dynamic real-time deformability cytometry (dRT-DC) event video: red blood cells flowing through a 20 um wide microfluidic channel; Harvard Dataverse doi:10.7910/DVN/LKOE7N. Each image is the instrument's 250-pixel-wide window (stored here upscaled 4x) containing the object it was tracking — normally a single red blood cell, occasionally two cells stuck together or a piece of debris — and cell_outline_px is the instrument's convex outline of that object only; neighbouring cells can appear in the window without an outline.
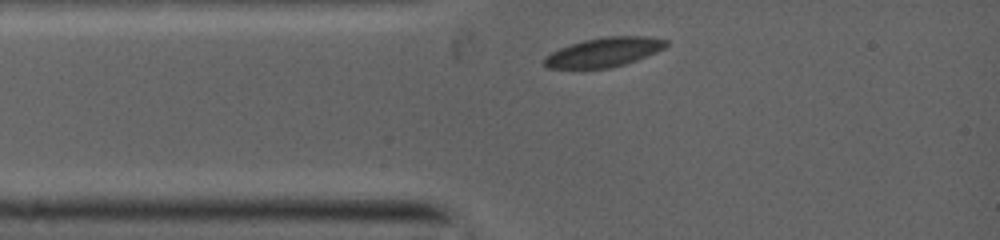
{"species": "common noctule bat (a hibernating species)", "species_latin": "Nyctalus noctula", "temperature_condition": "warm", "stored_images_in_passage": 4, "camera_frame_rate_fps": 5000, "um_per_image_px": 0.085, "animal": {"sex": "female", "body_mass_g": 19.0, "forearm_length_mm": 53.3}, "frame": {"image": 1, "passage_image": 1, "time_ms": 0.0, "image_size_px": [1000, 240], "cell_outline_px": [[668, 44], [664, 48], [656, 52], [636, 60], [624, 64], [608, 68], [548, 68], [544, 64], [544, 60], [552, 52], [560, 48], [584, 40], [604, 36], [648, 36], [668, 40]], "centroid_in_image_um": [51.38, 4.42], "position_along_channel_um": 33.6, "area_um2": 20.52}}
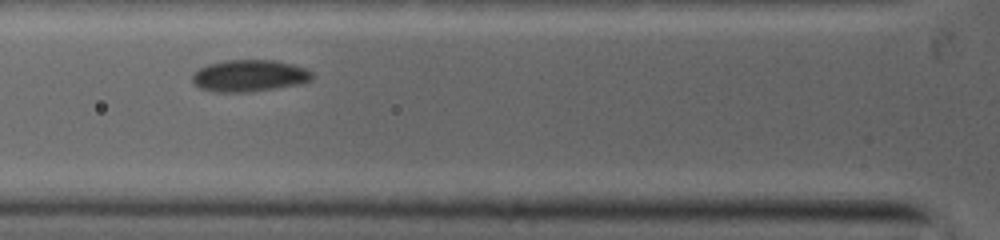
{"frame": {"image": 2, "passage_image": 3, "time_ms": 1.8, "image_size_px": [1000, 240], "cell_outline_px": [[312, 80], [272, 88], [244, 92], [220, 92], [200, 88], [192, 80], [192, 76], [200, 68], [208, 64], [224, 60], [272, 60], [292, 64], [304, 68], [312, 72]], "centroid_in_image_um": [21.16, 6.42], "position_along_channel_um": 104.6, "area_um2": 21.62}}
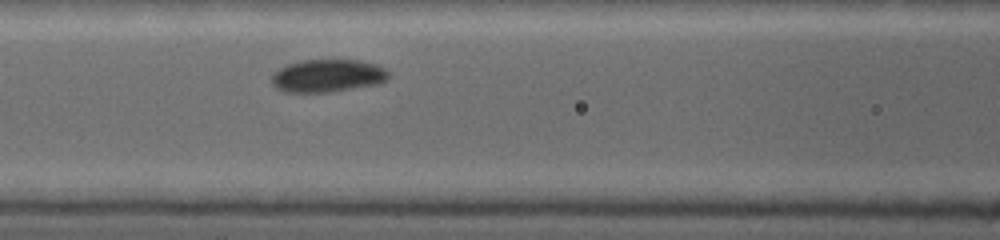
{"frame": {"image": 3, "passage_image": 4, "time_ms": 2.6, "image_size_px": [1000, 240], "cell_outline_px": [[388, 76], [384, 80], [372, 84], [328, 92], [288, 92], [276, 88], [272, 80], [272, 76], [280, 68], [288, 64], [304, 60], [360, 60], [376, 64], [384, 68], [388, 72]], "centroid_in_image_um": [27.82, 6.42], "position_along_channel_um": 138.8, "area_um2": 21.73}}